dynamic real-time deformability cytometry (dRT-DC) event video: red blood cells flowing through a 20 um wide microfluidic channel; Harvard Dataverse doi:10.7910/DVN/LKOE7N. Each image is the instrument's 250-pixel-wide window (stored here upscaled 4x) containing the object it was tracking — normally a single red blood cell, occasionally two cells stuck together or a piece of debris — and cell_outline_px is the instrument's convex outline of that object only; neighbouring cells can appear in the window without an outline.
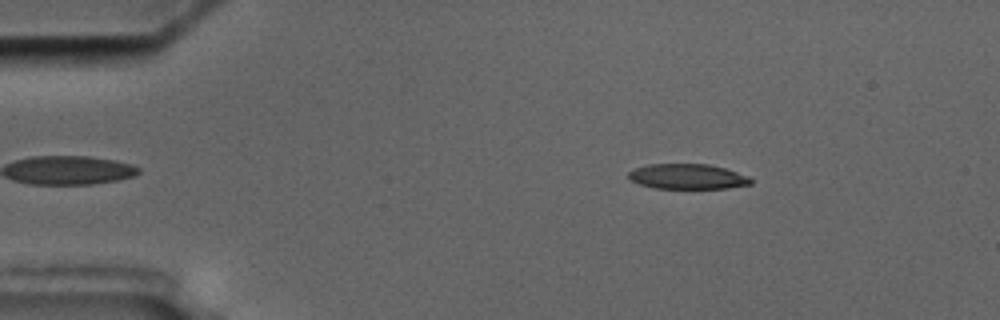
{"species": "common noctule bat (a hibernating species)", "species_latin": "Nyctalus noctula", "temperature_condition": "cold", "stored_images_in_passage": 53, "camera_frame_rate_fps": 3000, "um_per_image_px": 0.085, "animal": {"sex": "male", "body_mass_g": 17.5, "forearm_length_mm": 52.3}, "frame": {"image": 1, "passage_image": 6, "time_ms": 1.667, "image_size_px": [1000, 320], "cell_outline_px": [[752, 184], [728, 188], [656, 188], [640, 184], [628, 180], [628, 172], [632, 168], [648, 164], [708, 164], [724, 168], [748, 176], [752, 180]], "centroid_in_image_um": [58.4, 15.0], "position_along_channel_um": 26.6, "area_um2": 17.98}}
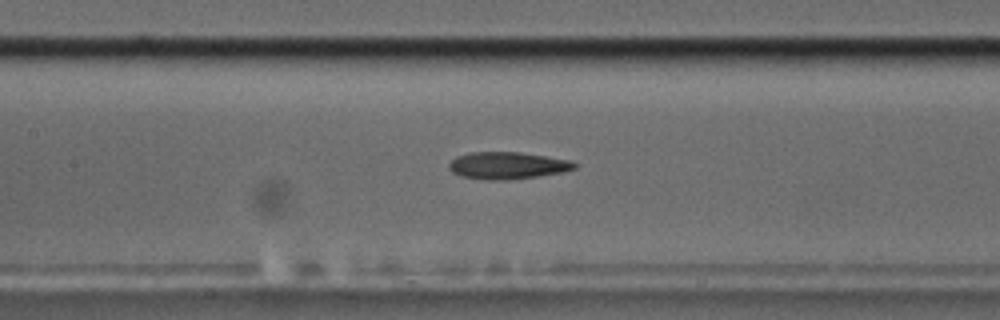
{"frame": {"image": 2, "passage_image": 23, "time_ms": 7.333, "image_size_px": [1000, 320], "cell_outline_px": [[576, 168], [564, 172], [536, 176], [496, 180], [488, 180], [460, 176], [452, 172], [448, 168], [448, 164], [456, 156], [468, 152], [520, 152], [572, 160], [576, 164]], "centroid_in_image_um": [43.11, 14.05], "position_along_channel_um": 164.3, "area_um2": 19.77}}
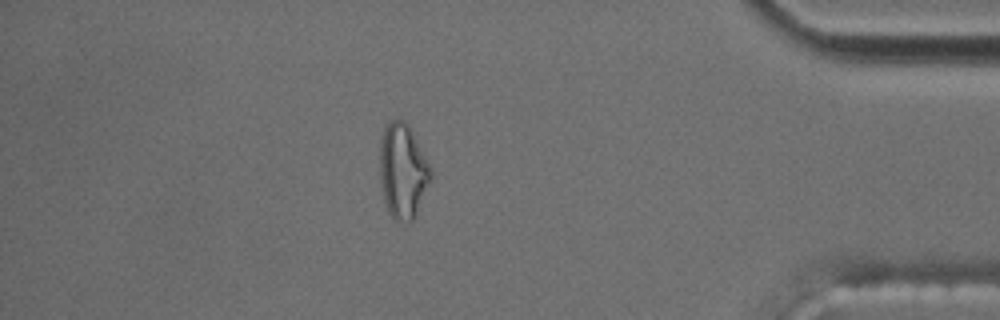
{"frame": {"image": 3, "passage_image": 46, "time_ms": 15.0, "image_size_px": [1000, 320], "cell_outline_px": [[432, 180], [412, 220], [396, 220], [388, 212], [384, 200], [380, 184], [380, 140], [384, 124], [388, 120], [396, 116], [404, 120], [408, 124], [432, 172]], "centroid_in_image_um": [34.2, 14.46], "position_along_channel_um": 401.0, "area_um2": 28.15}, "authors_computed_cell_mechanics": {"area_um2": 19.8254, "velocity_mm_per_s": 3.5809, "shape_relaxation_time_tau1_ms": null, "shape_relaxation_time_tau2_ms": 3.6744, "deformation_change_tau1": null, "deformation_change_tau2": 0.1274}}